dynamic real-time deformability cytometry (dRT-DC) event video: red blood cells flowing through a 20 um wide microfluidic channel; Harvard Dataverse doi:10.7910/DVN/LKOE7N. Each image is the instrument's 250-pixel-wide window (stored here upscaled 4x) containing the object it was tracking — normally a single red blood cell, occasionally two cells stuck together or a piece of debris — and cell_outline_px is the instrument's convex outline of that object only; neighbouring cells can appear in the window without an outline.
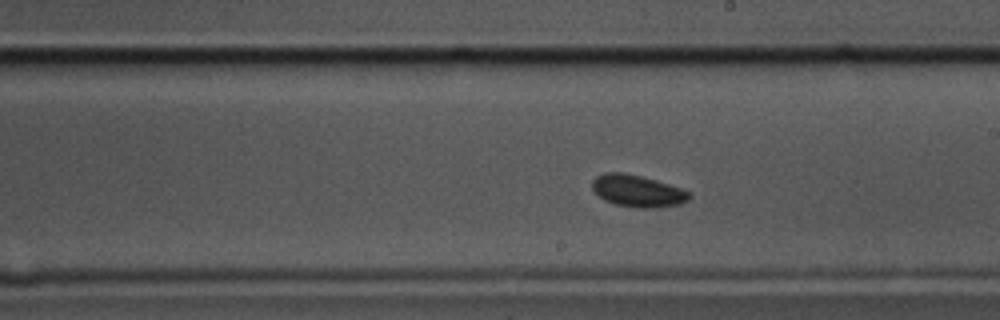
{"species": "common noctule bat (a hibernating species)", "species_latin": "Nyctalus noctula", "temperature_condition": "cold", "stored_images_in_passage": 44, "camera_frame_rate_fps": 3000, "um_per_image_px": 0.085, "animal": {"sex": "male", "body_mass_g": 17.5, "forearm_length_mm": 52.3}, "frame": {"image": 1, "passage_image": 19, "time_ms": 6.0, "image_size_px": [1000, 320], "cell_outline_px": [[692, 196], [688, 200], [680, 204], [656, 208], [636, 208], [616, 204], [604, 200], [592, 188], [592, 180], [596, 176], [604, 172], [624, 172], [656, 180], [692, 192]], "centroid_in_image_um": [54.21, 16.23], "position_along_channel_um": 234.8, "area_um2": 18.15}}
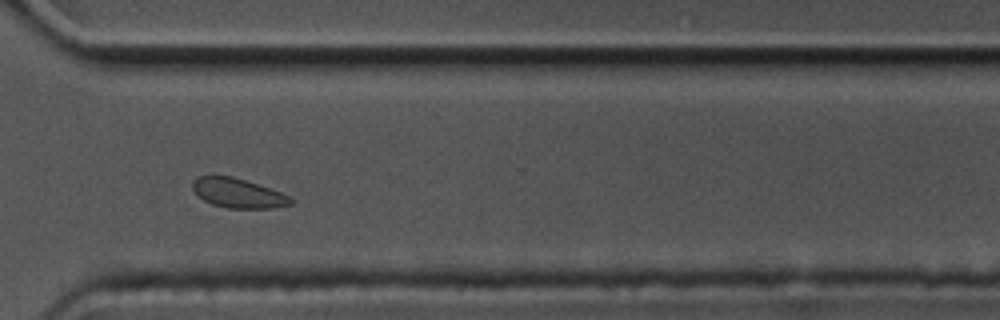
{"frame": {"image": 2, "passage_image": 29, "time_ms": 9.333, "image_size_px": [1000, 320], "cell_outline_px": [[292, 204], [272, 208], [228, 208], [212, 204], [204, 200], [192, 188], [192, 180], [196, 176], [232, 176], [292, 196]], "centroid_in_image_um": [20.22, 16.42], "position_along_channel_um": 350.4, "area_um2": 16.65}}
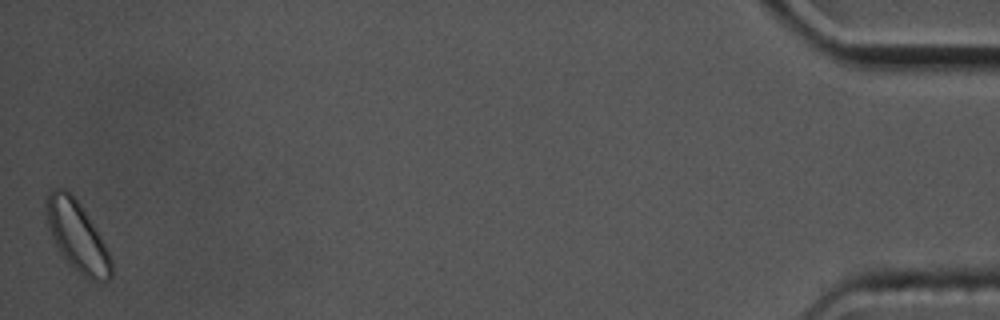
{"frame": {"image": 3, "passage_image": 44, "time_ms": 14.333, "image_size_px": [1000, 320], "cell_outline_px": [[112, 276], [108, 280], [92, 280], [84, 276], [64, 256], [56, 244], [52, 236], [48, 224], [44, 200], [48, 192], [52, 188], [64, 188], [80, 204], [100, 236], [112, 260]], "centroid_in_image_um": [6.55, 20.03], "position_along_channel_um": 428.7, "area_um2": 25.66}, "authors_computed_cell_mechanics": {"area_um2": 17.4267, "velocity_mm_per_s": 3.4516, "shape_relaxation_time_tau1_ms": null, "shape_relaxation_time_tau2_ms": 5.8123, "deformation_change_tau1": null, "deformation_change_tau2": 0.0813}}